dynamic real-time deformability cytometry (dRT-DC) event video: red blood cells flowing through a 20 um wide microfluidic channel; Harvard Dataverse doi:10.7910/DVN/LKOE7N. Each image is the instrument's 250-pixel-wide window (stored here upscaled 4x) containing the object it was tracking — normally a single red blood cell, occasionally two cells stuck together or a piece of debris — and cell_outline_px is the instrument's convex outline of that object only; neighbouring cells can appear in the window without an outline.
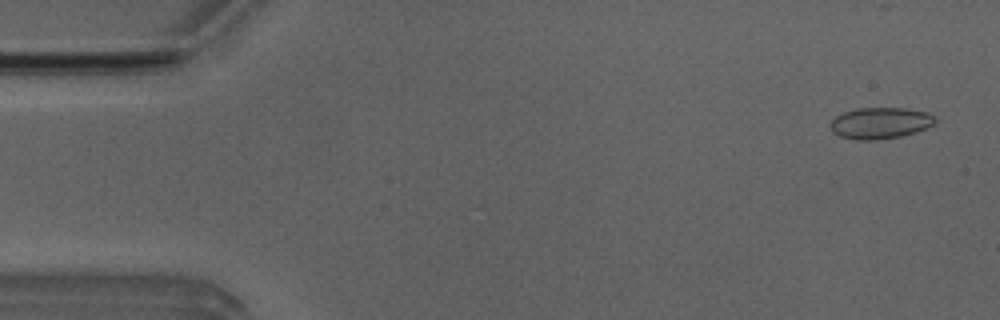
{"species": "Egyptian fruit bat (a non-hibernating species)", "species_latin": "Rousettus aegyptiacus", "temperature_condition": "room temperature", "stored_images_in_passage": 40, "camera_frame_rate_fps": 3000, "um_per_image_px": 0.085, "animal": {"sex": "male"}, "frame": {"image": 1, "passage_image": 2, "time_ms": 0.333, "image_size_px": [1000, 320], "cell_outline_px": [[936, 120], [932, 124], [916, 132], [900, 136], [876, 140], [856, 140], [840, 136], [832, 132], [828, 124], [836, 116], [844, 112], [856, 108], [904, 108], [928, 112]], "centroid_in_image_um": [74.76, 10.46], "position_along_channel_um": 10.2, "area_um2": 19.07}}
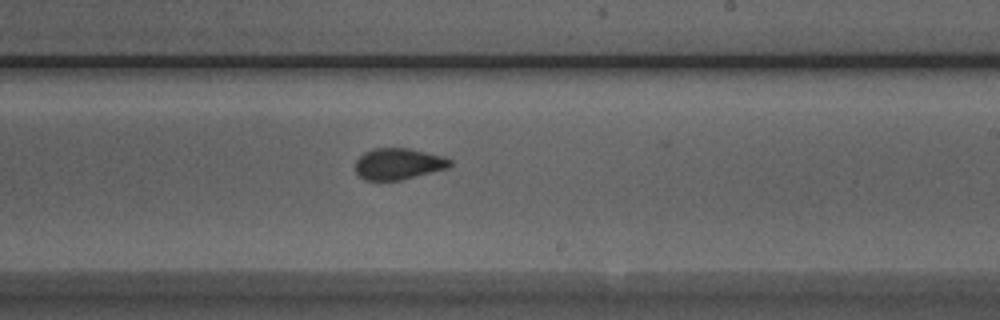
{"frame": {"image": 2, "passage_image": 30, "time_ms": 9.667, "image_size_px": [1000, 320], "cell_outline_px": [[452, 164], [448, 168], [400, 180], [364, 180], [356, 172], [356, 160], [364, 152], [372, 148], [408, 148], [444, 156], [452, 160]], "centroid_in_image_um": [33.87, 13.92], "position_along_channel_um": 255.1, "area_um2": 17.28}}
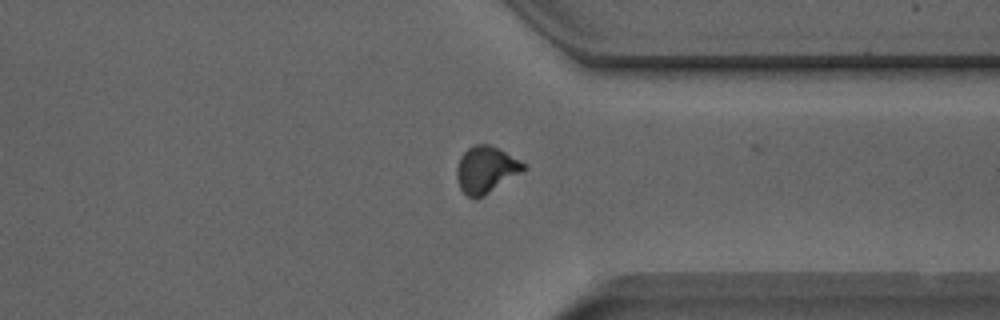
{"frame": {"image": 3, "passage_image": 39, "time_ms": 12.667, "image_size_px": [1000, 320], "cell_outline_px": [[528, 168], [484, 196], [476, 200], [472, 200], [460, 188], [456, 176], [456, 168], [460, 156], [468, 148], [476, 144], [488, 144], [520, 160]], "centroid_in_image_um": [41.28, 14.45], "position_along_channel_um": 370.1, "area_um2": 18.15}}